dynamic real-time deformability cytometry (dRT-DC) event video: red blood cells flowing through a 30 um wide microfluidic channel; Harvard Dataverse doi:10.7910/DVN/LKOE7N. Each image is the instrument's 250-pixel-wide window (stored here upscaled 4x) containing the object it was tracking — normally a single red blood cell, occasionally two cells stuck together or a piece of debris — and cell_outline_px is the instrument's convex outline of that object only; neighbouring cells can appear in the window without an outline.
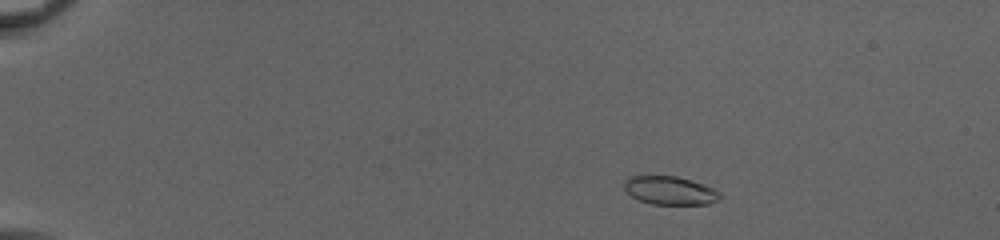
{"species": "common noctule bat (a hibernating species)", "species_latin": "Nyctalus noctula", "temperature_condition": "cold", "stored_images_in_passage": 49, "camera_frame_rate_fps": 3000, "um_per_image_px": 0.085, "animal": {"sex": "female", "body_mass_g": 20.0, "forearm_length_mm": 54.0}, "frame": {"image": 1, "passage_image": 6, "time_ms": 1.667, "image_size_px": [1000, 240], "cell_outline_px": [[724, 196], [720, 200], [708, 204], [652, 204], [640, 200], [632, 196], [624, 188], [624, 180], [628, 176], [676, 176], [712, 188], [720, 192]], "centroid_in_image_um": [56.96, 16.2], "position_along_channel_um": 28.0, "area_um2": 15.72}}
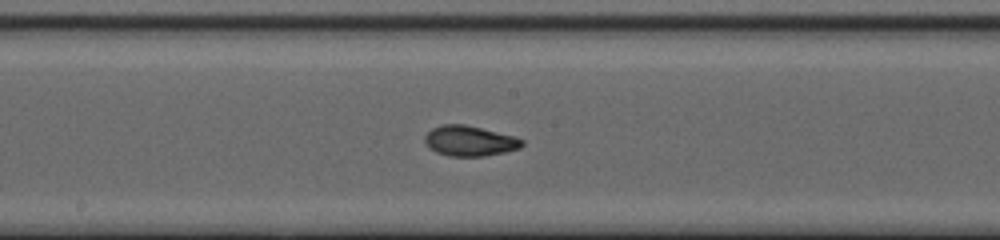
{"frame": {"image": 2, "passage_image": 27, "time_ms": 8.667, "image_size_px": [1000, 240], "cell_outline_px": [[524, 144], [520, 148], [504, 152], [484, 156], [448, 156], [436, 152], [428, 148], [424, 140], [424, 136], [432, 128], [444, 124], [464, 124], [516, 136], [524, 140]], "centroid_in_image_um": [39.92, 11.98], "position_along_channel_um": 208.3, "area_um2": 17.28}}
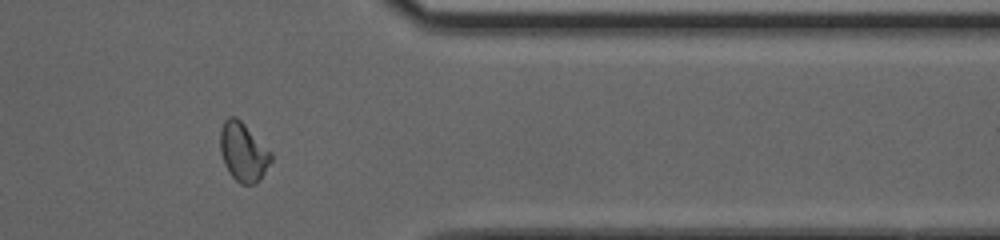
{"frame": {"image": 3, "passage_image": 41, "time_ms": 13.333, "image_size_px": [1000, 240], "cell_outline_px": [[272, 160], [260, 180], [256, 184], [240, 184], [228, 172], [224, 164], [220, 152], [220, 132], [224, 120], [228, 116], [236, 116], [272, 152]], "centroid_in_image_um": [20.67, 12.93], "position_along_channel_um": 390.7, "area_um2": 17.51}, "authors_computed_cell_mechanics": {"area_um2": 16.9354, "velocity_mm_per_s": 4.0857, "shape_relaxation_time_tau1_ms": 4.4062, "shape_relaxation_time_tau2_ms": 1.2789, "deformation_change_tau1": 0.1443, "deformation_change_tau2": 0.0608}}